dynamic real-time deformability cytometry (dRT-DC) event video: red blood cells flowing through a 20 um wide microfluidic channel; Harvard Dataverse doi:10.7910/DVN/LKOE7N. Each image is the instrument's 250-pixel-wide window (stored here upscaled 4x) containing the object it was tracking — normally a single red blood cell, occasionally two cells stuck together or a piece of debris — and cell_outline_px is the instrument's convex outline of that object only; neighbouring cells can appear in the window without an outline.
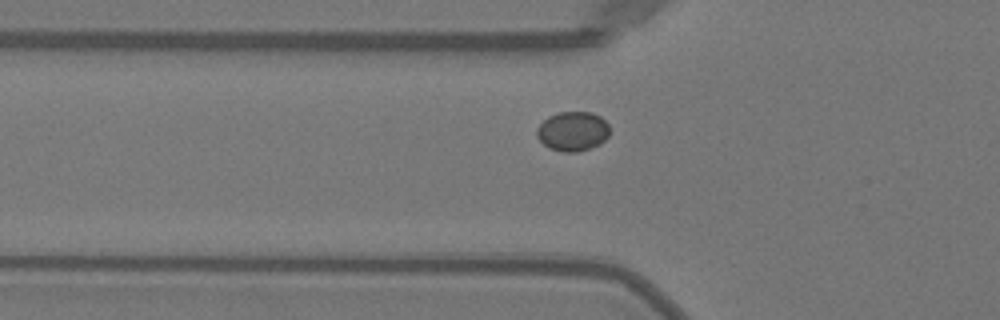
{"species": "Egyptian fruit bat (a non-hibernating species)", "species_latin": "Rousettus aegyptiacus", "temperature_condition": "warm", "stored_images_in_passage": 39, "camera_frame_rate_fps": 3000, "um_per_image_px": 0.085, "animal": {"sex": "female"}, "frame": {"image": 1, "passage_image": 7, "time_ms": 2.0, "image_size_px": [1000, 320], "cell_outline_px": [[608, 136], [600, 144], [576, 152], [560, 152], [548, 148], [536, 136], [536, 128], [548, 116], [556, 112], [592, 112], [600, 116], [608, 124]], "centroid_in_image_um": [48.65, 11.15], "position_along_channel_um": 77.2, "area_um2": 16.82}}
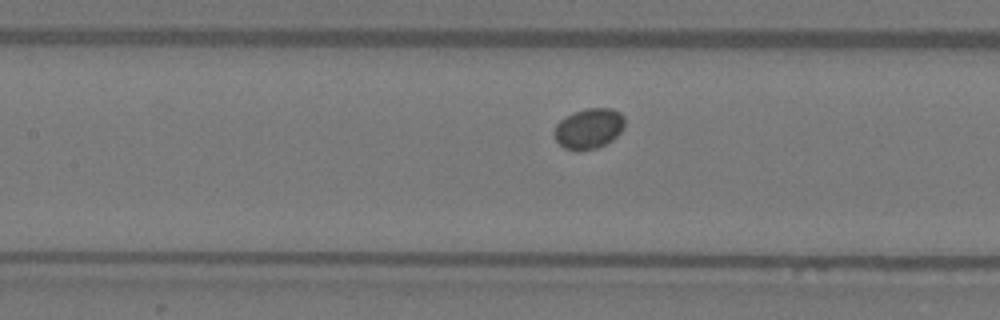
{"frame": {"image": 2, "passage_image": 13, "time_ms": 4.0, "image_size_px": [1000, 320], "cell_outline_px": [[624, 128], [612, 140], [596, 148], [580, 152], [576, 152], [564, 148], [556, 140], [552, 132], [556, 124], [564, 116], [572, 112], [584, 108], [612, 108], [620, 112], [624, 116]], "centroid_in_image_um": [50.02, 10.92], "position_along_channel_um": 157.4, "area_um2": 16.99}}
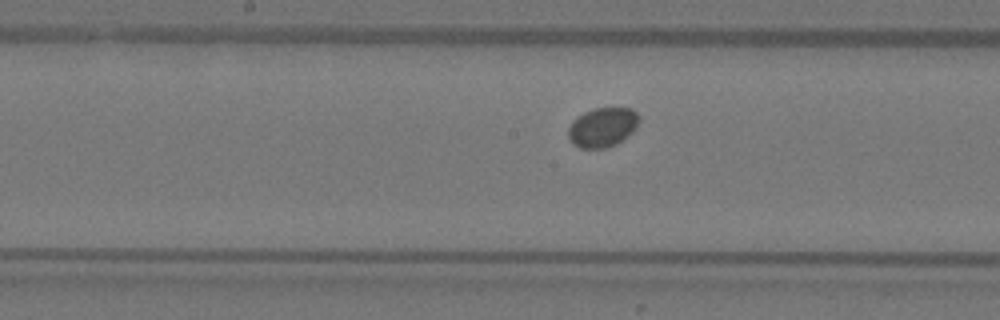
{"frame": {"image": 3, "passage_image": 16, "time_ms": 5.0, "image_size_px": [1000, 320], "cell_outline_px": [[640, 120], [632, 132], [628, 136], [616, 144], [604, 148], [580, 148], [572, 144], [568, 136], [568, 128], [572, 120], [584, 112], [592, 108], [632, 108], [640, 116]], "centroid_in_image_um": [51.2, 10.81], "position_along_channel_um": 197.0, "area_um2": 16.42}}